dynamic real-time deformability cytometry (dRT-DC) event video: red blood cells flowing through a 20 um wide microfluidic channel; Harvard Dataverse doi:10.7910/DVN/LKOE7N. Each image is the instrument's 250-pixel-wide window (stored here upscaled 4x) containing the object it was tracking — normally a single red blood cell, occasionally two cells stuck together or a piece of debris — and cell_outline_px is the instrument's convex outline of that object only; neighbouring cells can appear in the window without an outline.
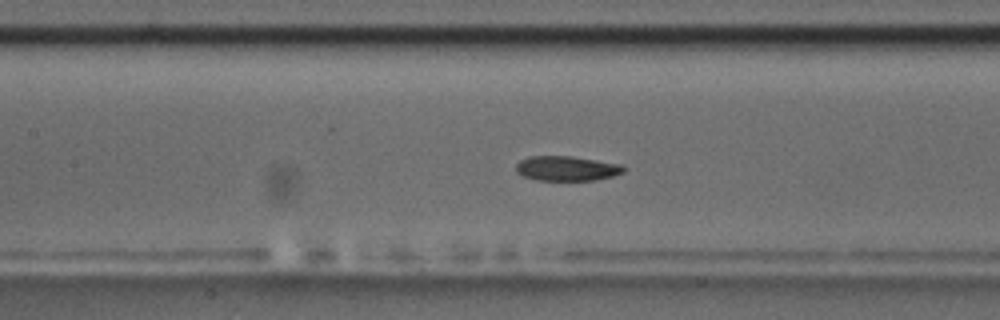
{"species": "common noctule bat (a hibernating species)", "species_latin": "Nyctalus noctula", "temperature_condition": "room temperature", "stored_images_in_passage": 44, "camera_frame_rate_fps": 3000, "um_per_image_px": 0.085, "animal": {"sex": "male", "body_mass_g": 17.5, "forearm_length_mm": 52.3}, "frame": {"image": 1, "passage_image": 25, "time_ms": 8.0, "image_size_px": [1000, 320], "cell_outline_px": [[628, 168], [624, 172], [612, 176], [592, 180], [536, 180], [524, 176], [516, 172], [516, 164], [520, 160], [528, 156], [572, 156], [620, 164]], "centroid_in_image_um": [48.16, 14.31], "position_along_channel_um": 159.2, "area_um2": 15.55}}
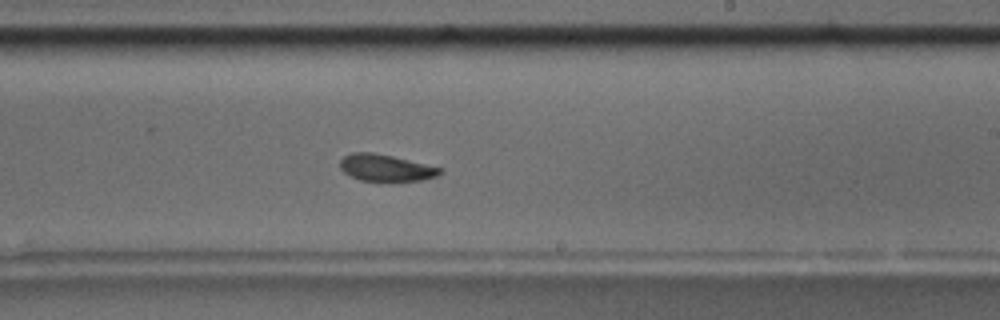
{"frame": {"image": 2, "passage_image": 33, "time_ms": 10.667, "image_size_px": [1000, 320], "cell_outline_px": [[444, 172], [436, 176], [420, 180], [360, 180], [344, 172], [340, 168], [340, 160], [344, 156], [352, 152], [372, 152], [392, 156], [444, 168]], "centroid_in_image_um": [32.81, 14.24], "position_along_channel_um": 256.2, "area_um2": 15.37}}
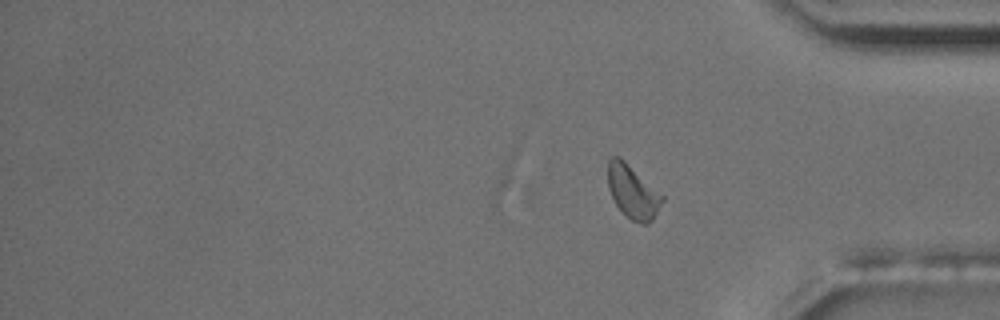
{"frame": {"image": 3, "passage_image": 44, "time_ms": 14.333, "image_size_px": [1000, 320], "cell_outline_px": [[664, 200], [652, 220], [648, 224], [640, 224], [632, 220], [616, 204], [608, 188], [608, 160], [612, 156], [620, 156], [664, 196]], "centroid_in_image_um": [53.79, 16.29], "position_along_channel_um": 381.4, "area_um2": 16.7}, "authors_computed_cell_mechanics": {"area_um2": 15.9817, "velocity_mm_per_s": 3.657, "shape_relaxation_time_tau1_ms": null, "shape_relaxation_time_tau2_ms": 3.0992, "deformation_change_tau1": null, "deformation_change_tau2": 0.0681}}